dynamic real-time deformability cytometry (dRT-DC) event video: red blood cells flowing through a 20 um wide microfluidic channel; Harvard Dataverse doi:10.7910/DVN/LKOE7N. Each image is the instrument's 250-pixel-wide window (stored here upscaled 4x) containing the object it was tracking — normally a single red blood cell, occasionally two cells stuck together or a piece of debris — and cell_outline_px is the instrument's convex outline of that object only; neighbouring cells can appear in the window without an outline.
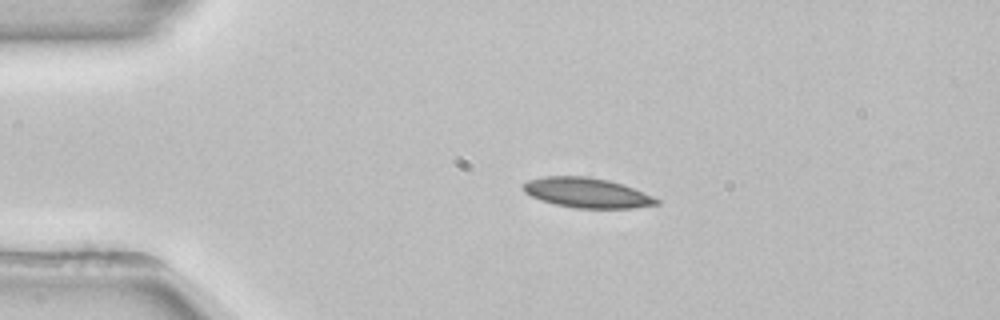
{"species": "common noctule bat (a hibernating species)", "species_latin": "Nyctalus noctula", "temperature_condition": "room temperature", "stored_images_in_passage": 43, "camera_frame_rate_fps": 3000, "um_per_image_px": 0.085, "animal": {"sex": "female", "body_mass_g": 22.7, "forearm_length_mm": 54.2}, "frame": {"image": 1, "passage_image": 1, "time_ms": 0.0, "image_size_px": [1000, 320], "cell_outline_px": [[660, 204], [632, 208], [576, 208], [556, 204], [540, 200], [524, 192], [524, 184], [528, 180], [544, 176], [588, 176], [608, 180], [632, 188], [652, 196], [660, 200]], "centroid_in_image_um": [49.88, 16.39], "position_along_channel_um": 35.1, "area_um2": 23.0}, "authors_computed_cell_mechanics": {"area_um2": 22.4264, "velocity_mm_per_s": 3.8598, "shape_relaxation_time_tau1_ms": null, "shape_relaxation_time_tau2_ms": 10.7786, "deformation_change_tau1": null, "deformation_change_tau2": 0.2028}}